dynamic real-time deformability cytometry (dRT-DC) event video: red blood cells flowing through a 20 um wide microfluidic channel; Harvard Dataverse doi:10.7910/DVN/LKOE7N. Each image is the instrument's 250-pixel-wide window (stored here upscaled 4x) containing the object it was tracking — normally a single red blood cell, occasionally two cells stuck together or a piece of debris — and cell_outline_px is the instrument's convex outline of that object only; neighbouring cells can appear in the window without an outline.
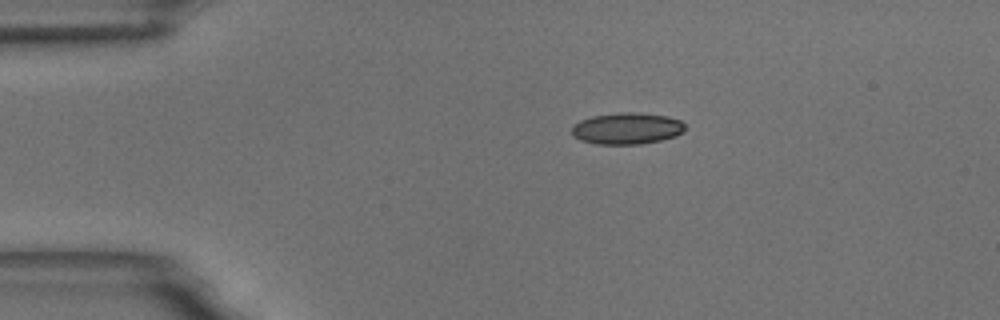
{"species": "common noctule bat (a hibernating species)", "species_latin": "Nyctalus noctula", "temperature_condition": "room temperature", "stored_images_in_passage": 45, "camera_frame_rate_fps": 3000, "um_per_image_px": 0.085, "animal": {"sex": "male", "body_mass_g": 18.8}, "frame": {"image": 1, "passage_image": 1, "time_ms": 0.0, "image_size_px": [1000, 320], "cell_outline_px": [[684, 128], [676, 136], [660, 140], [640, 144], [596, 144], [580, 140], [572, 136], [572, 124], [580, 120], [592, 116], [624, 112], [636, 112], [668, 116], [680, 120], [684, 124]], "centroid_in_image_um": [53.24, 10.92], "position_along_channel_um": 31.8, "area_um2": 20.81}}
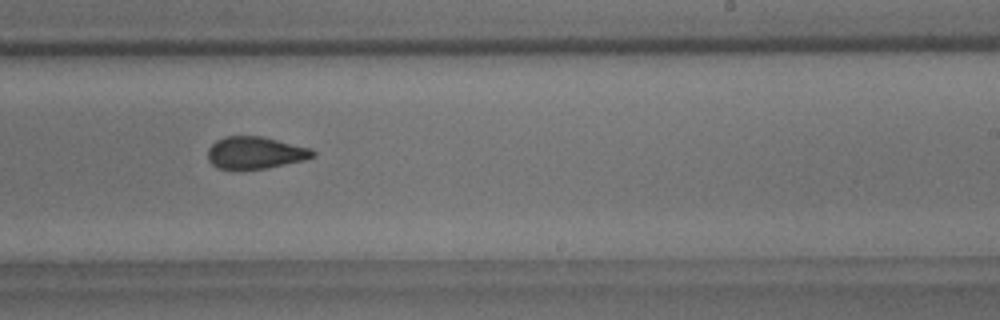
{"frame": {"image": 2, "passage_image": 24, "time_ms": 7.667, "image_size_px": [1000, 320], "cell_outline_px": [[316, 156], [304, 160], [268, 168], [240, 172], [216, 168], [208, 160], [208, 148], [216, 140], [224, 136], [260, 136], [312, 148], [316, 152]], "centroid_in_image_um": [21.67, 13.02], "position_along_channel_um": 267.3, "area_um2": 20.35}}
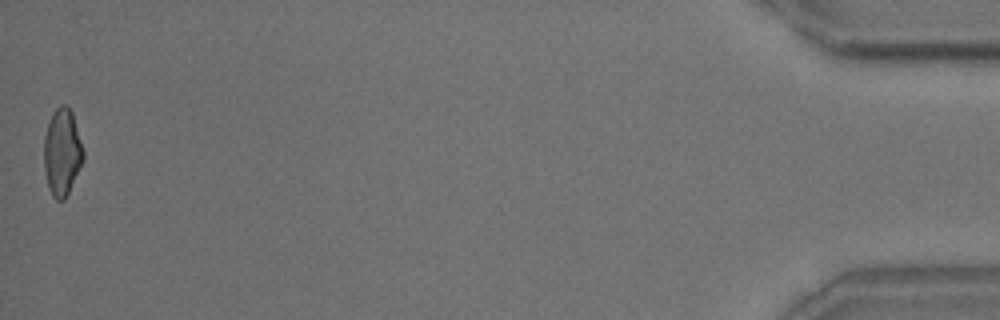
{"frame": {"image": 3, "passage_image": 45, "time_ms": 14.667, "image_size_px": [1000, 320], "cell_outline_px": [[84, 160], [64, 200], [56, 200], [52, 196], [48, 188], [44, 168], [44, 136], [52, 112], [60, 104], [64, 104], [72, 112], [84, 152]], "centroid_in_image_um": [5.27, 12.94], "position_along_channel_um": 429.9, "area_um2": 19.88}, "authors_computed_cell_mechanics": {"area_um2": 20.2878, "velocity_mm_per_s": 3.6746, "shape_relaxation_time_tau1_ms": 10.6772, "shape_relaxation_time_tau2_ms": 2.0717, "deformation_change_tau1": 0.1974, "deformation_change_tau2": 0.0743}}